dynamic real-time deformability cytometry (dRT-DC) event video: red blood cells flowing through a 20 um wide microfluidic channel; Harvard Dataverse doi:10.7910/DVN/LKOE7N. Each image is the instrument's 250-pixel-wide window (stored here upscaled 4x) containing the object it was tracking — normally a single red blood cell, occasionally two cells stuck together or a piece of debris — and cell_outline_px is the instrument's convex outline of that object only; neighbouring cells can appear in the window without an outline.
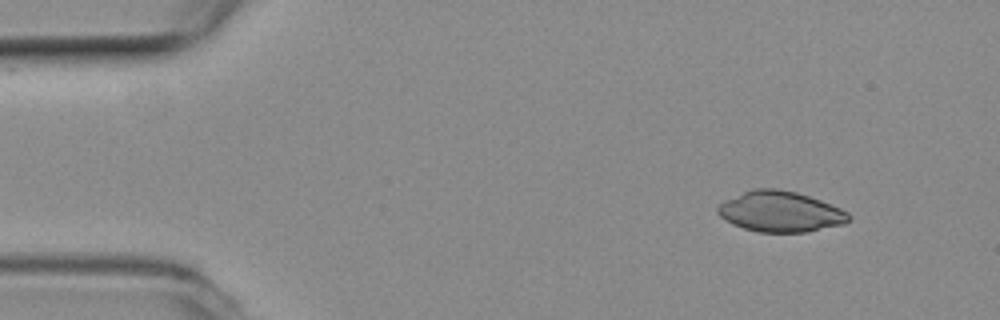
{"species": "common noctule bat (a hibernating species)", "species_latin": "Nyctalus noctula", "temperature_condition": "room temperature", "stored_images_in_passage": 4, "camera_frame_rate_fps": 3000, "um_per_image_px": 0.085, "animal": {"sex": "female", "body_mass_g": 19.3, "forearm_length_mm": 54.1}, "frame": {"image": 1, "passage_image": 1, "time_ms": 0.0, "image_size_px": [1000, 320], "cell_outline_px": [[852, 220], [844, 224], [804, 232], [756, 232], [732, 224], [720, 216], [716, 212], [716, 208], [724, 200], [752, 188], [776, 188], [796, 192], [820, 200], [840, 208], [848, 212], [852, 216]], "centroid_in_image_um": [66.32, 17.98], "position_along_channel_um": 18.7, "area_um2": 31.1}}